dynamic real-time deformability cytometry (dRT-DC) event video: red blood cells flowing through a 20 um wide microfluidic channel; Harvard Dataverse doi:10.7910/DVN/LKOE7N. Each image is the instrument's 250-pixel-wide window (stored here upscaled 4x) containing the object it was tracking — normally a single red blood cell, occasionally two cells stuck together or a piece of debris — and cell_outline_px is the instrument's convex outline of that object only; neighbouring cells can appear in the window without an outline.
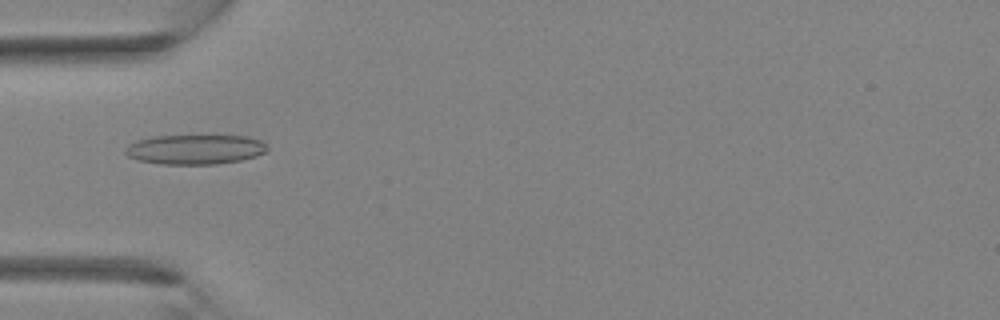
{"species": "Egyptian fruit bat (a non-hibernating species)", "species_latin": "Rousettus aegyptiacus", "temperature_condition": "room temperature", "stored_images_in_passage": 37, "camera_frame_rate_fps": 3000, "um_per_image_px": 0.085, "animal": {"sex": "female"}, "frame": {"image": 1, "passage_image": 12, "time_ms": 3.667, "image_size_px": [1000, 320], "cell_outline_px": [[268, 148], [264, 152], [256, 156], [240, 160], [216, 164], [160, 164], [140, 160], [128, 156], [124, 152], [124, 148], [128, 144], [136, 140], [156, 136], [244, 136], [260, 140], [268, 144]], "centroid_in_image_um": [16.57, 12.7], "position_along_channel_um": 68.4, "area_um2": 24.51}}
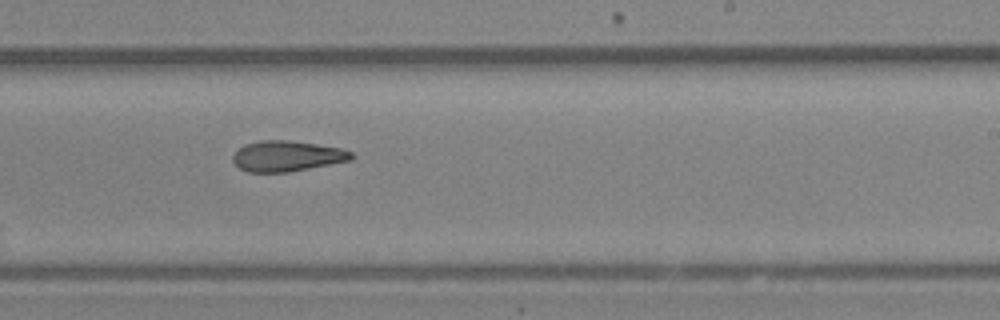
{"frame": {"image": 2, "passage_image": 23, "time_ms": 7.333, "image_size_px": [1000, 320], "cell_outline_px": [[356, 156], [352, 160], [288, 172], [248, 172], [240, 168], [232, 160], [232, 156], [244, 144], [260, 140], [288, 140], [316, 144], [340, 148], [352, 152]], "centroid_in_image_um": [24.41, 13.26], "position_along_channel_um": 264.6, "area_um2": 21.1}}
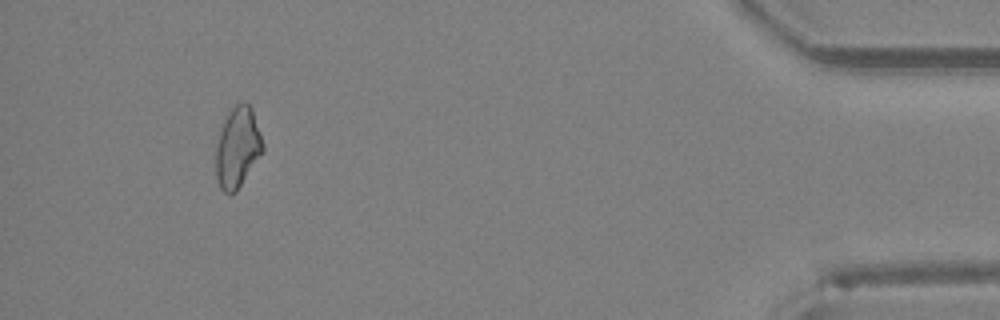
{"frame": {"image": 3, "passage_image": 35, "time_ms": 11.333, "image_size_px": [1000, 320], "cell_outline_px": [[264, 148], [236, 192], [224, 192], [220, 188], [216, 176], [216, 148], [220, 132], [224, 120], [228, 112], [240, 100], [244, 100], [252, 108], [264, 144]], "centroid_in_image_um": [20.19, 12.49], "position_along_channel_um": 415.0, "area_um2": 21.73}}